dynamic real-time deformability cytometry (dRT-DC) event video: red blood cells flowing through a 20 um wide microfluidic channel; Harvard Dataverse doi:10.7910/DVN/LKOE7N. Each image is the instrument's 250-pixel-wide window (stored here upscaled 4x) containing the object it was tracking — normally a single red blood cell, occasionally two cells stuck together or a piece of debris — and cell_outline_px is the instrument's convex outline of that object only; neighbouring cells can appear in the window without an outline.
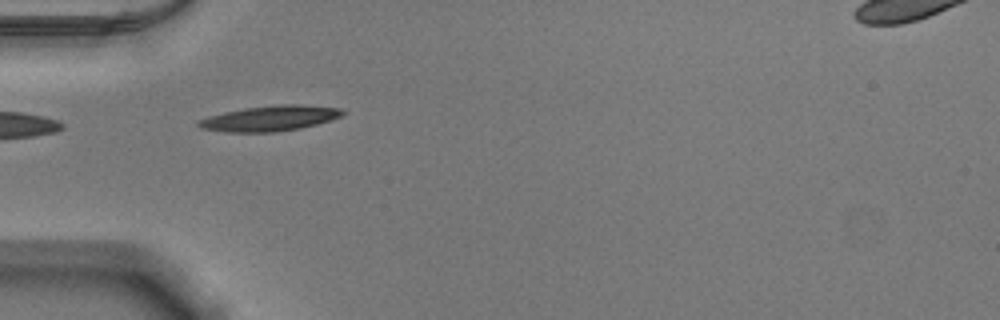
{"species": "Egyptian fruit bat (a non-hibernating species)", "species_latin": "Rousettus aegyptiacus", "temperature_condition": "warm", "stored_images_in_passage": 38, "camera_frame_rate_fps": 3000, "um_per_image_px": 0.085, "animal": {"sex": "male"}, "frame": {"image": 1, "passage_image": 2, "time_ms": 0.333, "image_size_px": [1000, 320], "cell_outline_px": [[348, 112], [332, 120], [300, 128], [276, 132], [228, 132], [200, 128], [196, 124], [196, 120], [208, 116], [224, 112], [244, 108], [280, 104], [300, 104], [340, 108]], "centroid_in_image_um": [22.94, 10.05], "position_along_channel_um": 62.1, "area_um2": 21.44}}
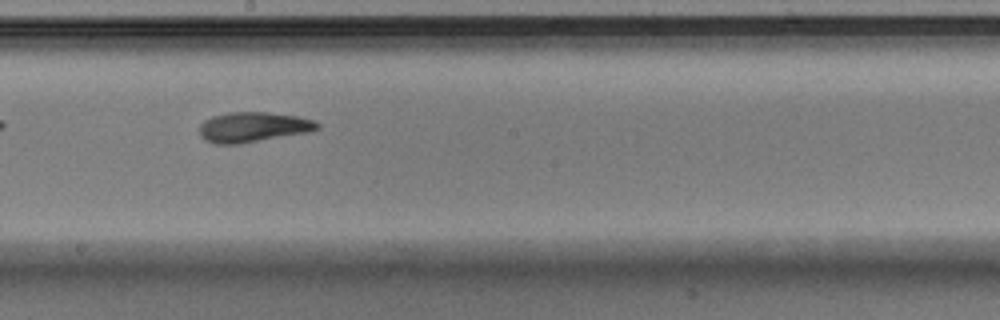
{"frame": {"image": 2, "passage_image": 15, "time_ms": 4.667, "image_size_px": [1000, 320], "cell_outline_px": [[320, 128], [308, 132], [236, 144], [216, 144], [204, 140], [200, 136], [200, 124], [204, 120], [212, 116], [228, 112], [268, 112], [296, 116], [316, 120], [320, 124]], "centroid_in_image_um": [21.5, 10.79], "position_along_channel_um": 226.7, "area_um2": 20.63}}
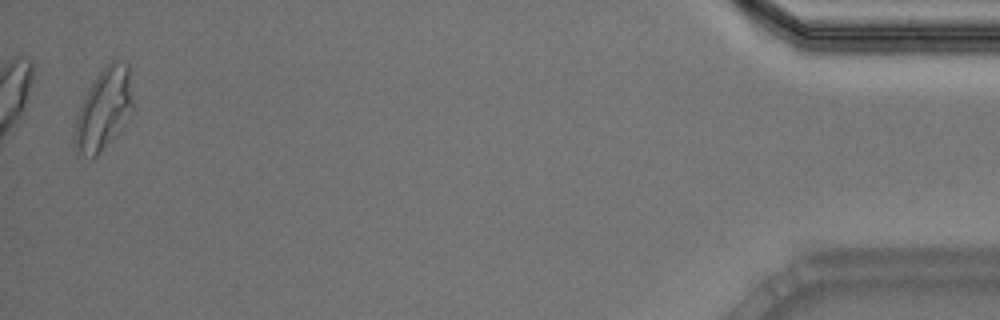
{"frame": {"image": 3, "passage_image": 37, "time_ms": 12.0, "image_size_px": [1000, 320], "cell_outline_px": [[132, 112], [128, 120], [116, 136], [92, 160], [76, 152], [72, 144], [72, 136], [76, 116], [80, 104], [84, 96], [96, 76], [108, 64], [128, 64], [132, 100]], "centroid_in_image_um": [8.76, 9.41], "position_along_channel_um": 426.4, "area_um2": 27.57}, "authors_computed_cell_mechanics": {"area_um2": 20.5768, "velocity_mm_per_s": 3.8487, "shape_relaxation_time_tau1_ms": 3.5689, "shape_relaxation_time_tau2_ms": 1.227, "deformation_change_tau1": 0.1672, "deformation_change_tau2": 0.0821}}